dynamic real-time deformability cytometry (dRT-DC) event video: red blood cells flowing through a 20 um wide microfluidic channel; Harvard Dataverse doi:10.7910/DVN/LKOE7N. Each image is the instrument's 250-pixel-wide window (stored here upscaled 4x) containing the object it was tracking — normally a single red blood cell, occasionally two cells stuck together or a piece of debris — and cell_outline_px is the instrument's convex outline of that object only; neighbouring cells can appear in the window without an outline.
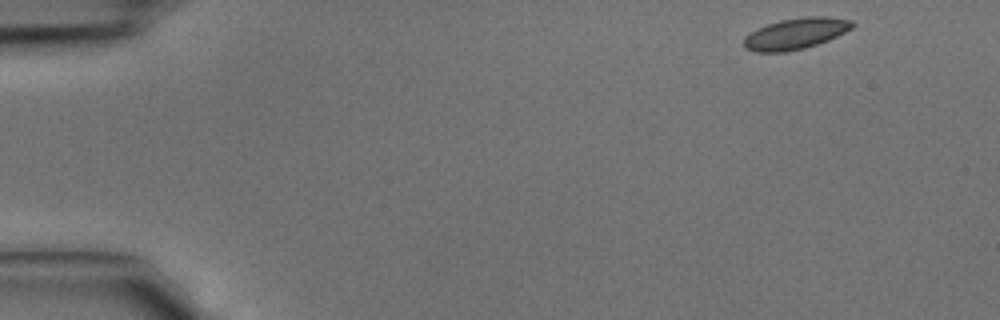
{"species": "common noctule bat (a hibernating species)", "species_latin": "Nyctalus noctula", "temperature_condition": "cold", "stored_images_in_passage": 3, "camera_frame_rate_fps": 3000, "um_per_image_px": 0.085, "animal": {"sex": "male", "body_mass_g": 15.6}, "frame": {"image": 1, "passage_image": 1, "time_ms": 0.0, "image_size_px": [1000, 320], "cell_outline_px": [[856, 24], [852, 28], [828, 40], [804, 48], [784, 52], [756, 52], [744, 48], [744, 36], [756, 28], [780, 20], [804, 16], [828, 16], [852, 20]], "centroid_in_image_um": [67.62, 2.84], "position_along_channel_um": 17.4, "area_um2": 19.77}}